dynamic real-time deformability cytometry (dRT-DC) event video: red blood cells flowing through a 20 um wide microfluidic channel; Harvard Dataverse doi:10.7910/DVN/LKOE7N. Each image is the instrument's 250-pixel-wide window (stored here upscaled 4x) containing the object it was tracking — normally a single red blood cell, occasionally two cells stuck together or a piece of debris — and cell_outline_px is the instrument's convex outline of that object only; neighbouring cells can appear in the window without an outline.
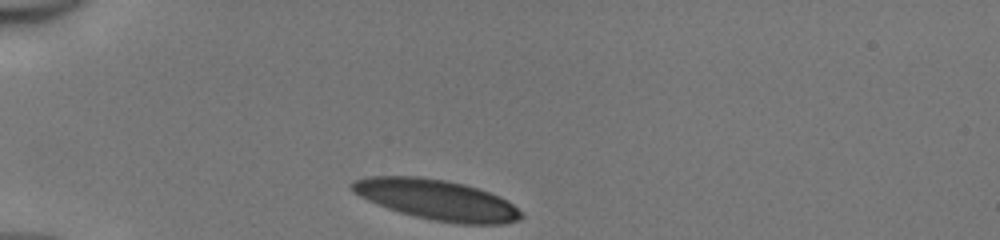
{"species": "human", "species_latin": "Homo sapiens", "temperature_condition": "cold", "stored_images_in_passage": 29, "camera_frame_rate_fps": 3000, "um_per_image_px": 0.085, "donor": {"sex": "male"}, "frame": {"image": 1, "passage_image": 1, "time_ms": 0.0, "image_size_px": [1000, 240], "cell_outline_px": [[524, 216], [520, 220], [500, 224], [460, 224], [432, 220], [400, 212], [388, 208], [368, 200], [352, 192], [348, 184], [356, 180], [368, 176], [420, 176], [444, 180], [464, 184], [500, 196], [512, 204]], "centroid_in_image_um": [37.1, 16.97], "position_along_channel_um": 47.9, "area_um2": 39.54}}
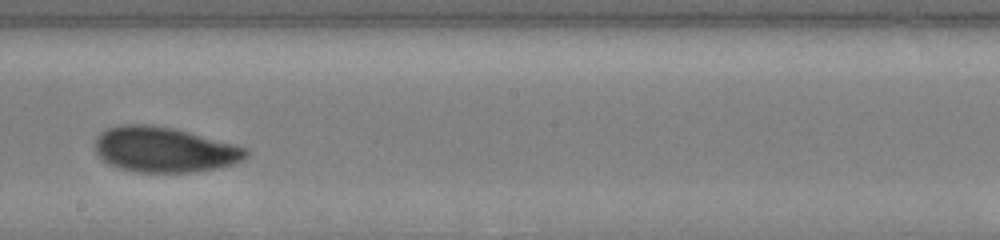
{"frame": {"image": 2, "passage_image": 17, "time_ms": 5.333, "image_size_px": [1000, 240], "cell_outline_px": [[248, 156], [232, 164], [216, 168], [192, 172], [136, 172], [120, 168], [108, 164], [96, 152], [96, 136], [100, 132], [108, 128], [120, 124], [152, 124], [172, 128], [188, 132], [248, 148]], "centroid_in_image_um": [13.93, 12.71], "position_along_channel_um": 234.3, "area_um2": 39.59}}
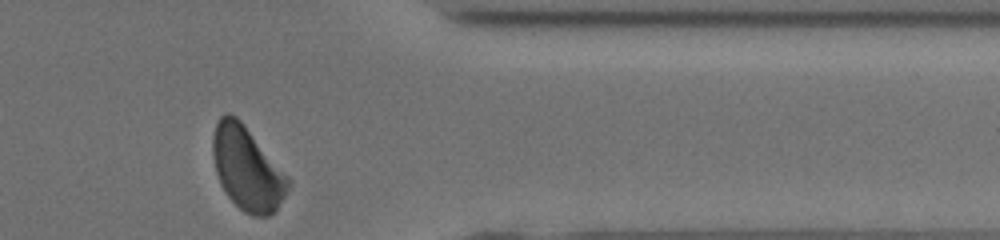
{"frame": {"image": 3, "passage_image": 29, "time_ms": 9.333, "image_size_px": [1000, 240], "cell_outline_px": [[292, 184], [276, 212], [268, 216], [252, 216], [244, 212], [228, 196], [220, 184], [216, 172], [212, 152], [212, 140], [216, 124], [220, 116], [224, 112], [228, 112], [236, 116], [244, 124], [292, 180]], "centroid_in_image_um": [21.03, 14.33], "position_along_channel_um": 390.4, "area_um2": 36.93}, "authors_computed_cell_mechanics": {"area_um2": 39.882, "velocity_mm_per_s": 4.1225, "shape_relaxation_time_tau1_ms": 3.844, "shape_relaxation_time_tau2_ms": 1.2803, "deformation_change_tau1": 0.1301, "deformation_change_tau2": 0.0673}}